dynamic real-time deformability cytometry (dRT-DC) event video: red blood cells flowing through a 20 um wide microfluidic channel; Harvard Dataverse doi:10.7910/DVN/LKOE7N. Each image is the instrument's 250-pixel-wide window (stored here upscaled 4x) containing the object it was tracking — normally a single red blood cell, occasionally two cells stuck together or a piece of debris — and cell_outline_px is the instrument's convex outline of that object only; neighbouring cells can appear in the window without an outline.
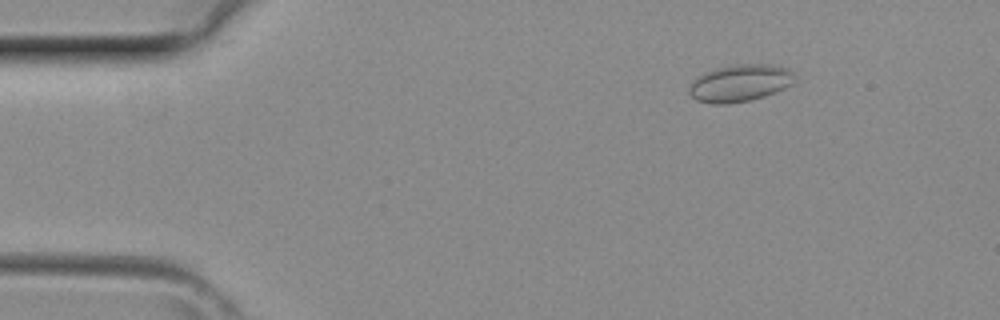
{"species": "common noctule bat (a hibernating species)", "species_latin": "Nyctalus noctula", "temperature_condition": "room temperature", "stored_images_in_passage": 40, "camera_frame_rate_fps": 3000, "um_per_image_px": 0.085, "animal": {"sex": "female", "body_mass_g": 29.2, "forearm_length_mm": 56.3}, "frame": {"image": 1, "passage_image": 6, "time_ms": 1.667, "image_size_px": [1000, 320], "cell_outline_px": [[796, 76], [784, 88], [764, 96], [752, 100], [728, 104], [712, 104], [696, 100], [688, 92], [688, 88], [704, 72], [712, 68], [732, 64], [768, 64], [788, 68], [796, 72]], "centroid_in_image_um": [62.89, 7.05], "position_along_channel_um": 22.1, "area_um2": 22.89}}
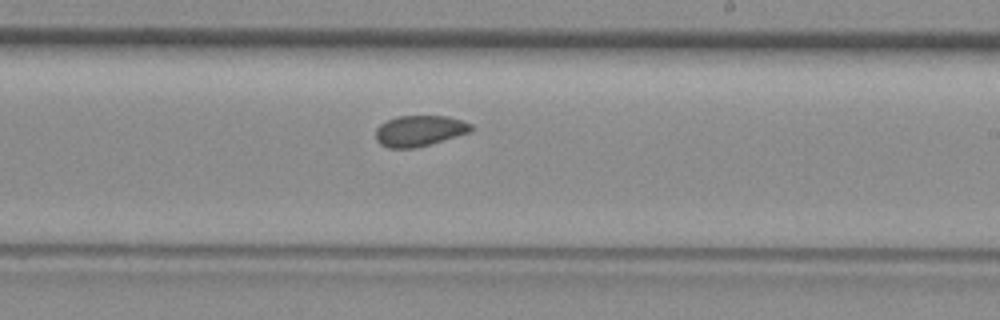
{"frame": {"image": 2, "passage_image": 24, "time_ms": 7.667, "image_size_px": [1000, 320], "cell_outline_px": [[472, 128], [468, 132], [416, 148], [388, 148], [380, 144], [376, 140], [376, 128], [380, 124], [396, 116], [448, 116], [472, 124]], "centroid_in_image_um": [35.6, 11.11], "position_along_channel_um": 253.4, "area_um2": 16.94}}
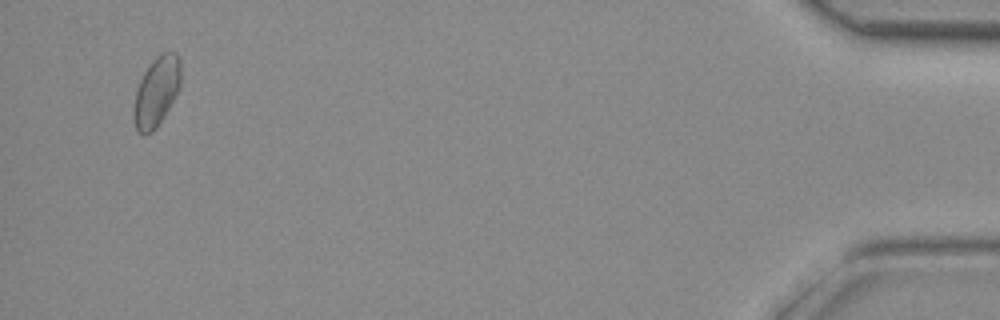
{"frame": {"image": 3, "passage_image": 39, "time_ms": 12.667, "image_size_px": [1000, 320], "cell_outline_px": [[180, 84], [164, 116], [156, 128], [152, 132], [144, 136], [136, 132], [132, 116], [132, 112], [136, 92], [140, 80], [144, 72], [152, 60], [160, 52], [176, 52], [180, 56]], "centroid_in_image_um": [13.27, 7.8], "position_along_channel_um": 421.9, "area_um2": 19.19}}